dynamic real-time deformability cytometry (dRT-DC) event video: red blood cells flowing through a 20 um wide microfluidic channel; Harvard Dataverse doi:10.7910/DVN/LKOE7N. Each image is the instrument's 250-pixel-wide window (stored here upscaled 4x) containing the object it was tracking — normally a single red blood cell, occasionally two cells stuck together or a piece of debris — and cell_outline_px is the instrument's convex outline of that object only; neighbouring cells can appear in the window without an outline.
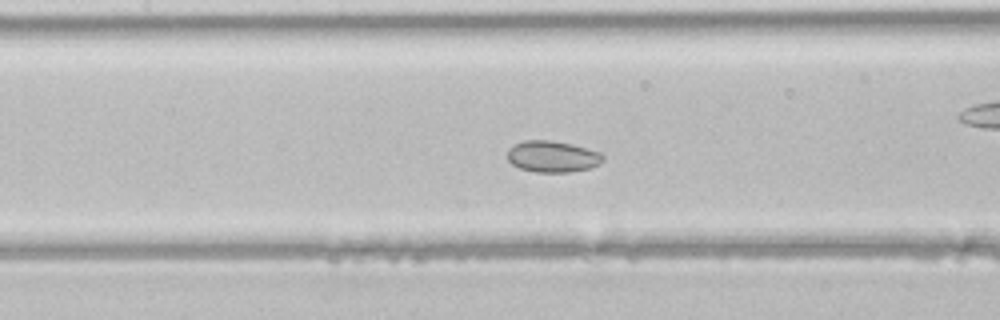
{"species": "common noctule bat (a hibernating species)", "species_latin": "Nyctalus noctula", "temperature_condition": "room temperature", "stored_images_in_passage": 49, "camera_frame_rate_fps": 3000, "um_per_image_px": 0.085, "animal": {"sex": "male", "body_mass_g": 21.5, "forearm_length_mm": 52.0}, "frame": {"image": 1, "passage_image": 22, "time_ms": 7.0, "image_size_px": [1000, 320], "cell_outline_px": [[604, 160], [600, 164], [588, 168], [572, 172], [536, 172], [520, 168], [512, 164], [508, 160], [508, 148], [524, 140], [548, 140], [572, 144], [600, 152], [604, 156]], "centroid_in_image_um": [46.97, 13.31], "position_along_channel_um": 160.4, "area_um2": 17.46}}
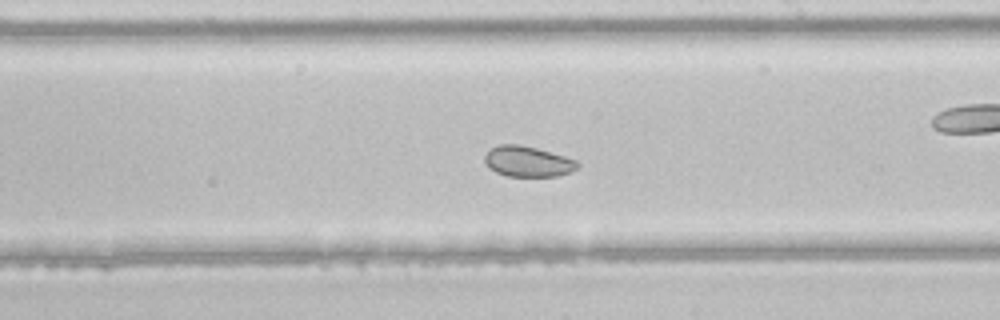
{"frame": {"image": 2, "passage_image": 28, "time_ms": 9.0, "image_size_px": [1000, 320], "cell_outline_px": [[580, 164], [572, 172], [560, 176], [508, 176], [496, 172], [488, 168], [484, 164], [484, 156], [496, 144], [520, 144], [536, 148], [564, 156], [576, 160]], "centroid_in_image_um": [44.84, 13.73], "position_along_channel_um": 244.2, "area_um2": 16.65}}